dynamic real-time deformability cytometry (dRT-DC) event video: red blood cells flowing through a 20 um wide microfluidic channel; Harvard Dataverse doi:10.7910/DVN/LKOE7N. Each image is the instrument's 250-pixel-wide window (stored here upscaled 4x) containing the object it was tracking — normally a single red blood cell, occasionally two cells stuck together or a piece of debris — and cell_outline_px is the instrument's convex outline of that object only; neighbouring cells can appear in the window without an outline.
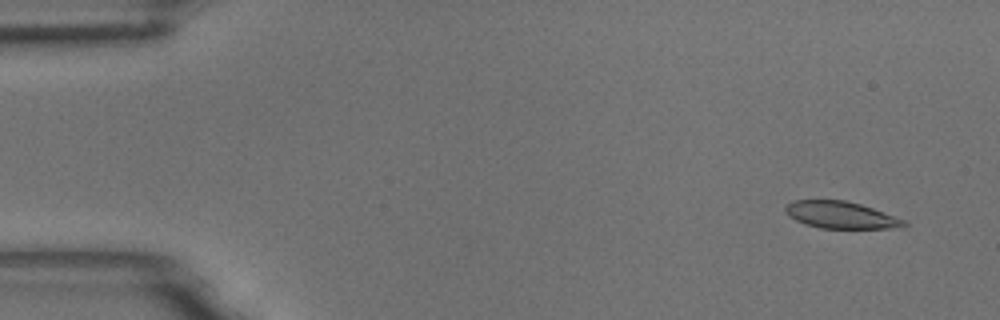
{"species": "common noctule bat (a hibernating species)", "species_latin": "Nyctalus noctula", "temperature_condition": "room temperature", "stored_images_in_passage": 6, "segment_of_instrument_passage": [1, 2], "camera_frame_rate_fps": 3000, "um_per_image_px": 0.085, "animal": {"sex": "male", "body_mass_g": 18.8}, "frame": {"image": 1, "passage_image": 1, "time_ms": 0.0, "image_size_px": [1000, 320], "cell_outline_px": [[908, 224], [888, 228], [820, 228], [804, 224], [788, 216], [784, 212], [784, 208], [788, 204], [796, 200], [844, 200], [860, 204], [908, 220]], "centroid_in_image_um": [71.45, 18.27], "position_along_channel_um": 13.6, "area_um2": 18.55}}